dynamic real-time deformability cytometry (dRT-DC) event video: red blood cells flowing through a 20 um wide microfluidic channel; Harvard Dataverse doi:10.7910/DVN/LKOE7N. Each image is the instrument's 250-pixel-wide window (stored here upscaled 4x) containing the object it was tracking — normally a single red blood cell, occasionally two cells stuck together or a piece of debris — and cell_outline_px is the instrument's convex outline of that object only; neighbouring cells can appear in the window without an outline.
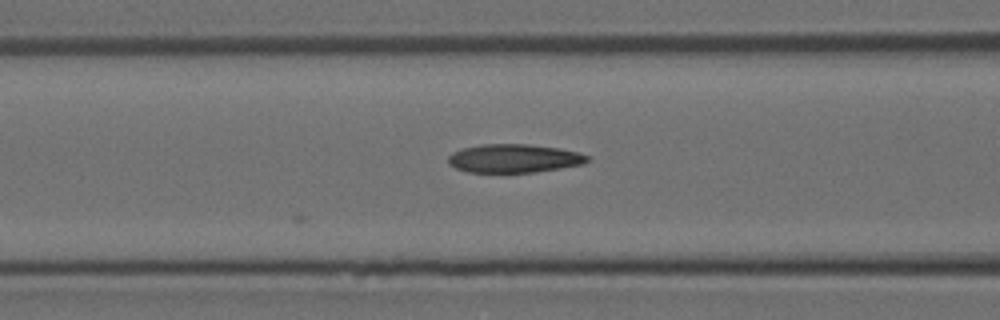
{"species": "Egyptian fruit bat (a non-hibernating species)", "species_latin": "Rousettus aegyptiacus", "temperature_condition": "room temperature", "stored_images_in_passage": 7, "camera_frame_rate_fps": 3000, "um_per_image_px": 0.085, "animal": {"sex": "female"}, "frame": {"image": 1, "passage_image": 6, "time_ms": 1.667, "image_size_px": [1000, 320], "cell_outline_px": [[588, 160], [584, 164], [536, 172], [468, 172], [456, 168], [448, 164], [448, 156], [452, 152], [460, 148], [480, 144], [528, 144], [560, 148], [580, 152], [588, 156]], "centroid_in_image_um": [43.67, 13.45], "position_along_channel_um": 122.9, "area_um2": 23.29}}